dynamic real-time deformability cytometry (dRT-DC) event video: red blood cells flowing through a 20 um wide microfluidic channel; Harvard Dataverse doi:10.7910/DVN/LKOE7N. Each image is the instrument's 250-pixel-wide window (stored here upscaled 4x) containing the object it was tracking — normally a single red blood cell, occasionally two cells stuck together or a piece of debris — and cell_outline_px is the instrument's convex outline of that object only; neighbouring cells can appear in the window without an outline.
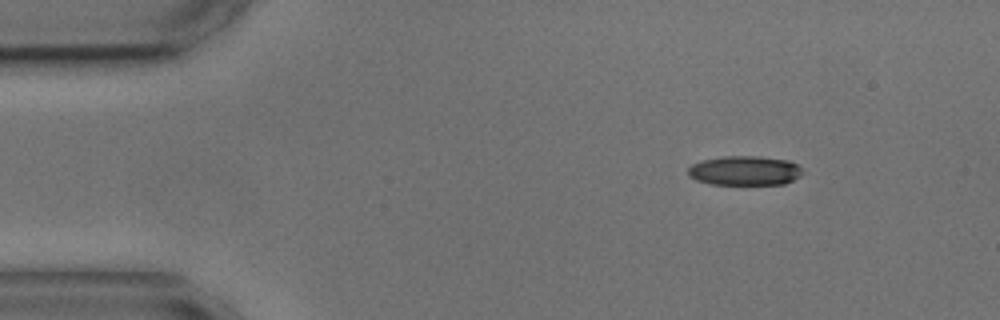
{"species": "common noctule bat (a hibernating species)", "species_latin": "Nyctalus noctula", "temperature_condition": "cold", "stored_images_in_passage": 3, "camera_frame_rate_fps": 3000, "um_per_image_px": 0.085, "animal": {"sex": "male", "body_mass_g": 17.9, "forearm_length_mm": 54.2}, "frame": {"image": 1, "passage_image": 1, "time_ms": 0.0, "image_size_px": [1000, 320], "cell_outline_px": [[804, 172], [800, 176], [784, 184], [712, 184], [696, 180], [688, 176], [688, 168], [692, 164], [700, 160], [724, 156], [760, 156], [788, 160], [796, 164]], "centroid_in_image_um": [63.28, 14.5], "position_along_channel_um": 21.7, "area_um2": 19.71}}
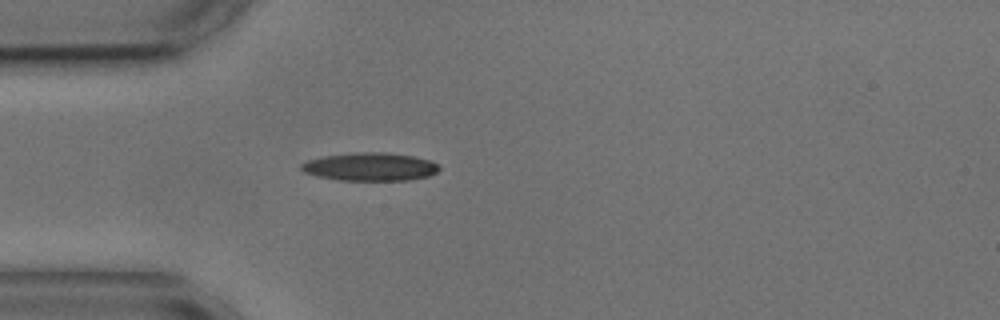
{"frame": {"image": 2, "passage_image": 3, "time_ms": 2.667, "image_size_px": [1000, 320], "cell_outline_px": [[440, 168], [436, 172], [428, 176], [408, 180], [340, 180], [316, 176], [304, 172], [300, 168], [300, 164], [308, 160], [324, 156], [360, 152], [384, 152], [412, 156], [432, 160]], "centroid_in_image_um": [31.45, 14.17], "position_along_channel_um": 53.6, "area_um2": 22.48}}